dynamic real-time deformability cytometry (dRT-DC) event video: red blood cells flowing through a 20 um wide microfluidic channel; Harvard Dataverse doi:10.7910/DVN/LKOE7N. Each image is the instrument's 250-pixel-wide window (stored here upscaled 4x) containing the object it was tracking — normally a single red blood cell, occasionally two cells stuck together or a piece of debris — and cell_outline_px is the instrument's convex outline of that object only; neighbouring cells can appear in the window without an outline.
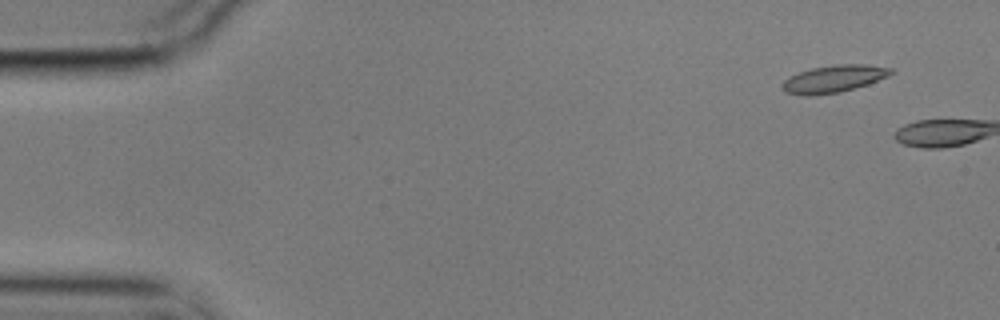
{"species": "common noctule bat (a hibernating species)", "species_latin": "Nyctalus noctula", "temperature_condition": "cold", "stored_images_in_passage": 3, "camera_frame_rate_fps": 3000, "um_per_image_px": 0.085, "animal": {"sex": "male", "body_mass_g": 17.9}, "frame": {"image": 1, "passage_image": 2, "time_ms": 0.333, "image_size_px": [1000, 320], "cell_outline_px": [[896, 72], [888, 76], [868, 84], [840, 92], [812, 96], [804, 96], [784, 92], [780, 88], [780, 84], [784, 80], [800, 72], [812, 68], [836, 64], [868, 64], [892, 68]], "centroid_in_image_um": [70.87, 6.71], "position_along_channel_um": 14.1, "area_um2": 17.46}}